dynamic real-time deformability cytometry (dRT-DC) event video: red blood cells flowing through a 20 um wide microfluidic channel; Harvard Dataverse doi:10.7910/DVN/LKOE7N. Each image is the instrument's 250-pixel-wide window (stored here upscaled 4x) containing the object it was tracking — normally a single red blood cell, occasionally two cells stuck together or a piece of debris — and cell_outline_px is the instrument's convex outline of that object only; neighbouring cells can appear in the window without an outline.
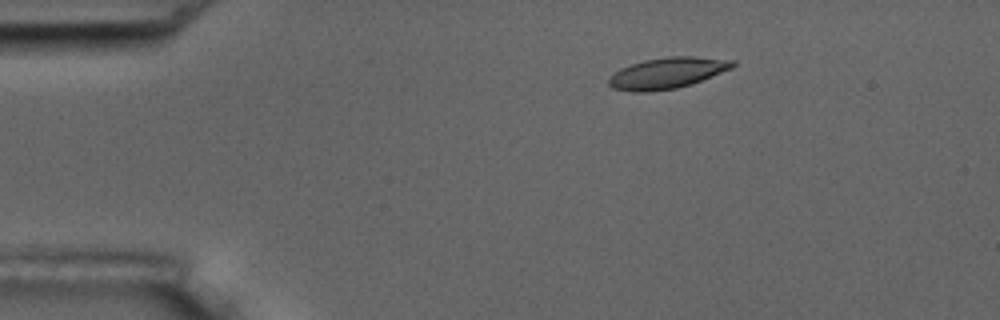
{"species": "common noctule bat (a hibernating species)", "species_latin": "Nyctalus noctula", "temperature_condition": "room temperature", "stored_images_in_passage": 5, "camera_frame_rate_fps": 3000, "um_per_image_px": 0.085, "animal": {"sex": "male", "body_mass_g": 17.5, "forearm_length_mm": 52.3}, "frame": {"image": 1, "passage_image": 3, "time_ms": 2.333, "image_size_px": [1000, 320], "cell_outline_px": [[736, 64], [732, 68], [692, 84], [676, 88], [644, 92], [632, 92], [612, 88], [608, 84], [608, 80], [620, 68], [644, 60], [668, 56], [692, 56], [736, 60]], "centroid_in_image_um": [56.74, 6.2], "position_along_channel_um": 28.3, "area_um2": 22.37}}